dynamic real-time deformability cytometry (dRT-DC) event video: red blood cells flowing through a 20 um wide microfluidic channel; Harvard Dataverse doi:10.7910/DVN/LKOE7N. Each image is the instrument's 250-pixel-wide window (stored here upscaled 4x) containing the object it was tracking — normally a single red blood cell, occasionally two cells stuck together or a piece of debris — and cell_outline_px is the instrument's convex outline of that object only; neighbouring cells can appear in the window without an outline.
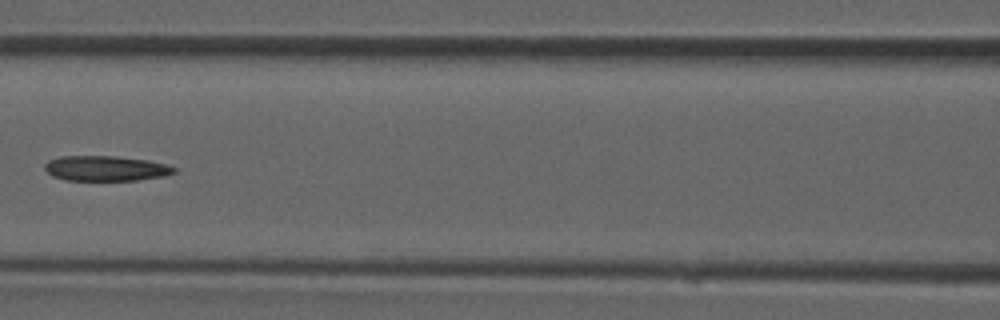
{"species": "common noctule bat (a hibernating species)", "species_latin": "Nyctalus noctula", "temperature_condition": "room temperature", "stored_images_in_passage": 38, "camera_frame_rate_fps": 3000, "um_per_image_px": 0.085, "animal": {"sex": "male", "forearm_length_mm": 52.5}, "frame": {"image": 1, "passage_image": 17, "time_ms": 5.333, "image_size_px": [1000, 320], "cell_outline_px": [[176, 172], [164, 176], [136, 180], [64, 180], [52, 176], [44, 168], [44, 164], [48, 160], [60, 156], [116, 156], [148, 160], [164, 164], [176, 168]], "centroid_in_image_um": [8.96, 14.31], "position_along_channel_um": 157.6, "area_um2": 18.96}}